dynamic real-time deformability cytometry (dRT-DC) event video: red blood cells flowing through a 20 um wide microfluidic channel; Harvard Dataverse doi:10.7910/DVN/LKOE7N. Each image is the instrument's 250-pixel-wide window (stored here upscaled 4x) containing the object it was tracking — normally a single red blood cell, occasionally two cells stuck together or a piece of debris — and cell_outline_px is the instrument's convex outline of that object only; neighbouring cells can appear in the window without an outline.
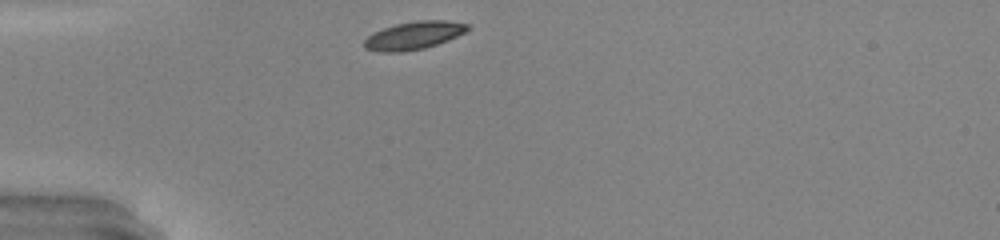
{"species": "common noctule bat (a hibernating species)", "species_latin": "Nyctalus noctula", "temperature_condition": "warm", "stored_images_in_passage": 27, "camera_frame_rate_fps": 3000, "um_per_image_px": 0.085, "animal": {"sex": "male", "body_mass_g": 20.0, "forearm_length_mm": 53.3}, "frame": {"image": 1, "passage_image": 1, "time_ms": 0.0, "image_size_px": [1000, 240], "cell_outline_px": [[468, 28], [464, 32], [448, 40], [424, 48], [400, 52], [380, 52], [364, 48], [364, 40], [368, 36], [384, 28], [396, 24], [420, 20], [448, 20], [468, 24]], "centroid_in_image_um": [35.16, 3.01], "position_along_channel_um": 49.8, "area_um2": 16.53}}
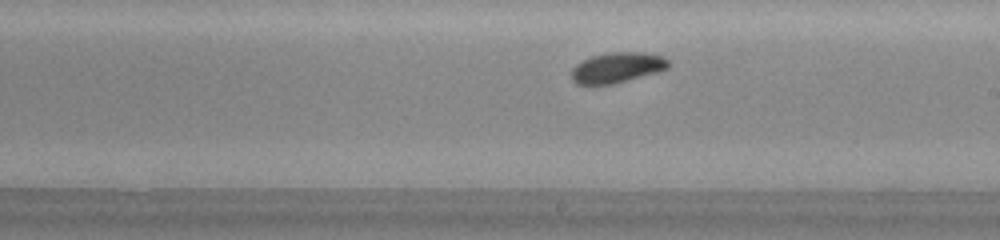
{"frame": {"image": 2, "passage_image": 16, "time_ms": 5.0, "image_size_px": [1000, 240], "cell_outline_px": [[672, 64], [668, 68], [656, 72], [628, 80], [612, 84], [576, 84], [572, 80], [572, 68], [576, 64], [592, 56], [608, 52], [644, 52], [664, 56]], "centroid_in_image_um": [52.49, 5.73], "position_along_channel_um": 236.5, "area_um2": 17.17}, "authors_computed_cell_mechanics": {"area_um2": 16.8776, "velocity_mm_per_s": 4.1444, "shape_relaxation_time_tau1_ms": 1.7615, "shape_relaxation_time_tau2_ms": null, "deformation_change_tau1": 0.0987, "deformation_change_tau2": null}}